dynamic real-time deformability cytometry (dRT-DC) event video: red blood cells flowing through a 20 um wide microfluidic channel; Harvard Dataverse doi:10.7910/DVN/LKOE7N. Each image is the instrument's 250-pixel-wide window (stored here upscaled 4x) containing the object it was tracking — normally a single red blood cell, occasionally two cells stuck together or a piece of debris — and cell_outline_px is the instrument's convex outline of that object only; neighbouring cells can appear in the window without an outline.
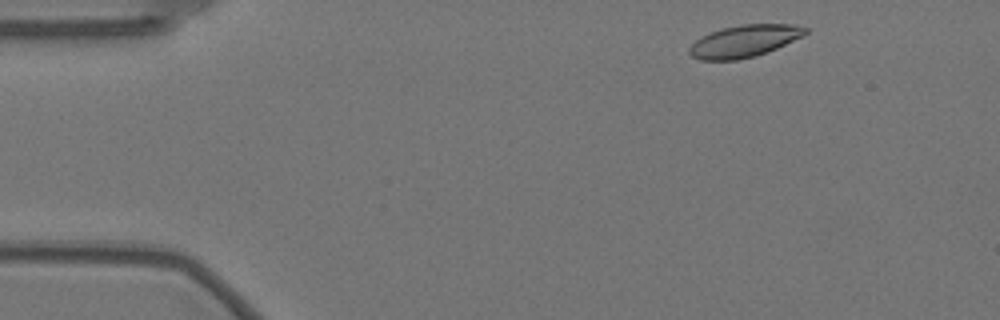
{"species": "Egyptian fruit bat (a non-hibernating species)", "species_latin": "Rousettus aegyptiacus", "temperature_condition": "warm", "stored_images_in_passage": 53, "camera_frame_rate_fps": 3000, "um_per_image_px": 0.085, "animal": {"sex": "female"}, "frame": {"image": 1, "passage_image": 3, "time_ms": 0.667, "image_size_px": [1000, 320], "cell_outline_px": [[808, 32], [804, 36], [776, 48], [756, 56], [736, 60], [700, 60], [692, 56], [688, 52], [688, 48], [696, 40], [712, 32], [724, 28], [740, 24], [792, 24], [808, 28]], "centroid_in_image_um": [63.29, 3.49], "position_along_channel_um": 21.7, "area_um2": 21.56}}
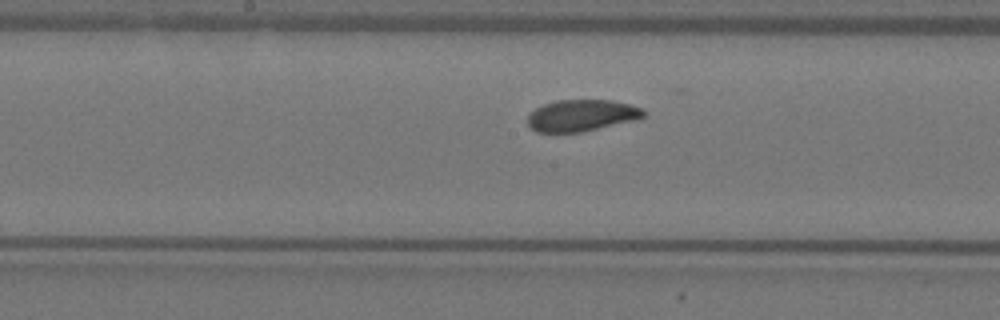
{"frame": {"image": 2, "passage_image": 25, "time_ms": 8.0, "image_size_px": [1000, 320], "cell_outline_px": [[648, 112], [644, 116], [636, 120], [580, 132], [536, 132], [528, 124], [528, 116], [536, 108], [544, 104], [556, 100], [612, 100], [644, 108]], "centroid_in_image_um": [49.48, 9.81], "position_along_channel_um": 198.7, "area_um2": 21.33}}
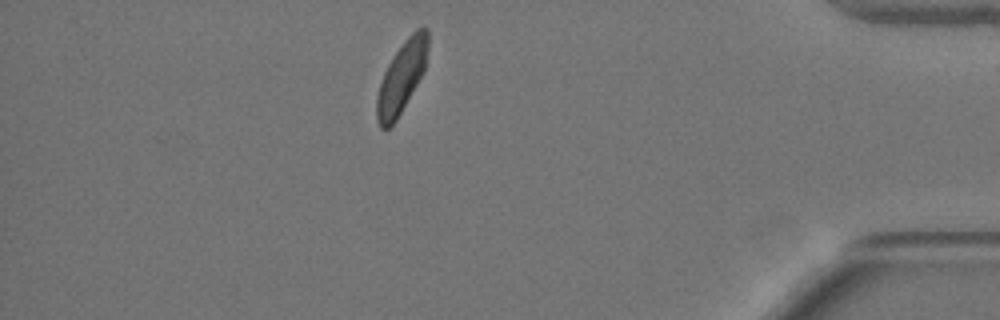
{"frame": {"image": 3, "passage_image": 46, "time_ms": 15.0, "image_size_px": [1000, 320], "cell_outline_px": [[428, 48], [424, 72], [396, 120], [388, 128], [380, 128], [376, 120], [376, 96], [384, 72], [388, 64], [404, 40], [416, 28], [428, 28]], "centroid_in_image_um": [34.13, 6.56], "position_along_channel_um": 401.1, "area_um2": 21.1}, "authors_computed_cell_mechanics": {"area_um2": 22.0218, "velocity_mm_per_s": 3.4942, "shape_relaxation_time_tau1_ms": 4.1958, "shape_relaxation_time_tau2_ms": 2.0939, "deformation_change_tau1": 0.1165, "deformation_change_tau2": 0.0646}}